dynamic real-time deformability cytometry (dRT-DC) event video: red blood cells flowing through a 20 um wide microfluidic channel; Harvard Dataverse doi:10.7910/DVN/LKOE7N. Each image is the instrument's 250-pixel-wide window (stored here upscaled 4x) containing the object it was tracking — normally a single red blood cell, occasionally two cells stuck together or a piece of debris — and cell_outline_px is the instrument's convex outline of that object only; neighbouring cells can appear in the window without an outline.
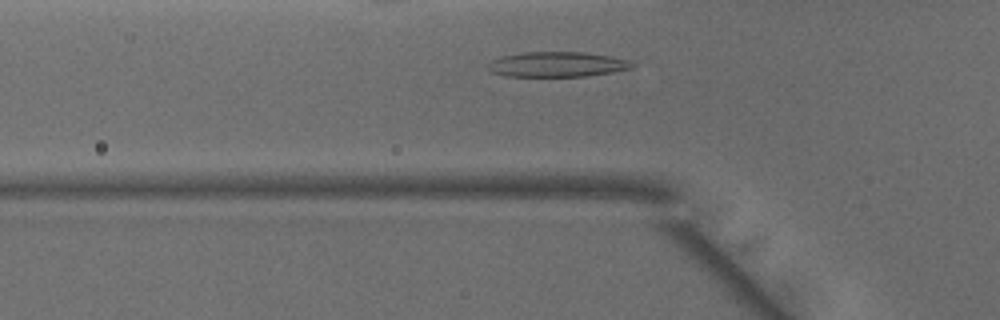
{"species": "common noctule bat (a hibernating species)", "species_latin": "Nyctalus noctula", "temperature_condition": "warm", "stored_images_in_passage": 38, "camera_frame_rate_fps": 3000, "um_per_image_px": 0.085, "animal": {"sex": "male", "body_mass_g": 15.6}, "frame": {"image": 1, "passage_image": 6, "time_ms": 1.667, "image_size_px": [1000, 320], "cell_outline_px": [[636, 64], [632, 68], [612, 72], [588, 76], [508, 76], [492, 72], [484, 64], [492, 60], [504, 56], [524, 52], [584, 52], [608, 56], [628, 60]], "centroid_in_image_um": [47.35, 5.47], "position_along_channel_um": 78.4, "area_um2": 20.98}}
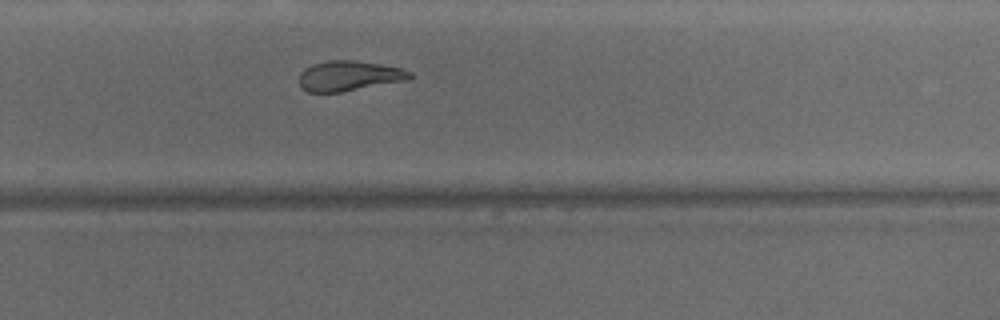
{"frame": {"image": 2, "passage_image": 22, "time_ms": 7.0, "image_size_px": [1000, 320], "cell_outline_px": [[412, 76], [408, 80], [340, 92], [308, 92], [300, 88], [300, 72], [304, 68], [312, 64], [328, 60], [356, 60], [380, 64], [400, 68], [412, 72]], "centroid_in_image_um": [29.65, 6.44], "position_along_channel_um": 300.2, "area_um2": 19.48}}
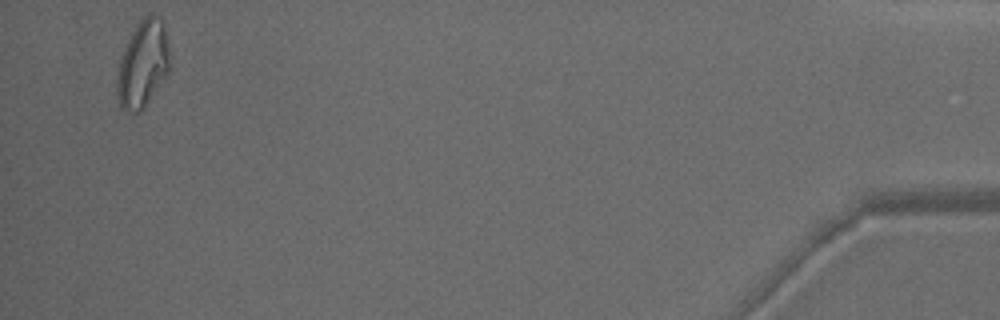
{"frame": {"image": 3, "passage_image": 37, "time_ms": 12.0, "image_size_px": [1000, 320], "cell_outline_px": [[172, 68], [144, 108], [136, 116], [120, 108], [116, 96], [116, 76], [120, 60], [124, 48], [136, 24], [144, 16], [152, 12], [160, 16], [164, 20], [172, 64]], "centroid_in_image_um": [12.17, 5.45], "position_along_channel_um": 423.0, "area_um2": 27.8}, "authors_computed_cell_mechanics": {"area_um2": 20.7791, "velocity_mm_per_s": 4.1413, "shape_relaxation_time_tau1_ms": null, "shape_relaxation_time_tau2_ms": 4.3045, "deformation_change_tau1": null, "deformation_change_tau2": 0.1345}}